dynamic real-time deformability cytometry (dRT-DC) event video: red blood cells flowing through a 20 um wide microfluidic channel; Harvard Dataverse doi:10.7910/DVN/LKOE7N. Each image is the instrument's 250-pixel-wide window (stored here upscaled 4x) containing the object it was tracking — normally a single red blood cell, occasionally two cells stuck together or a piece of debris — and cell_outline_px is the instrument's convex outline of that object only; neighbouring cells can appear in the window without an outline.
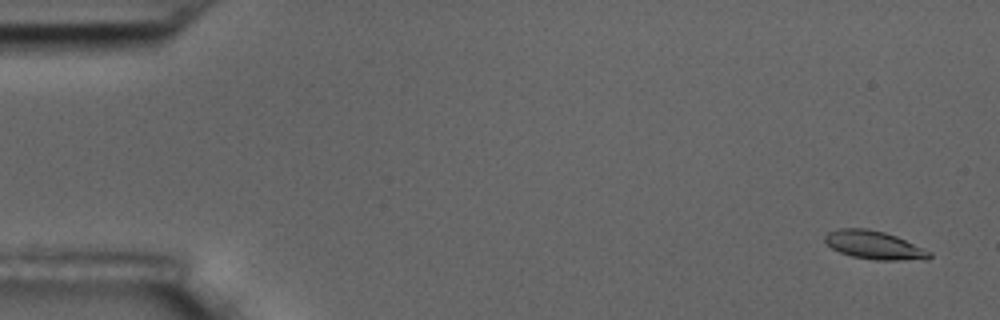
{"species": "common noctule bat (a hibernating species)", "species_latin": "Nyctalus noctula", "temperature_condition": "room temperature", "stored_images_in_passage": 6, "camera_frame_rate_fps": 3000, "um_per_image_px": 0.085, "animal": {"sex": "male", "body_mass_g": 17.5, "forearm_length_mm": 52.3}, "frame": {"image": 1, "passage_image": 1, "time_ms": 0.0, "image_size_px": [1000, 320], "cell_outline_px": [[932, 256], [928, 260], [876, 260], [852, 256], [840, 252], [832, 248], [824, 240], [824, 236], [828, 232], [840, 228], [868, 228], [884, 232], [896, 236], [932, 252]], "centroid_in_image_um": [74.33, 20.83], "position_along_channel_um": 10.7, "area_um2": 17.28}}
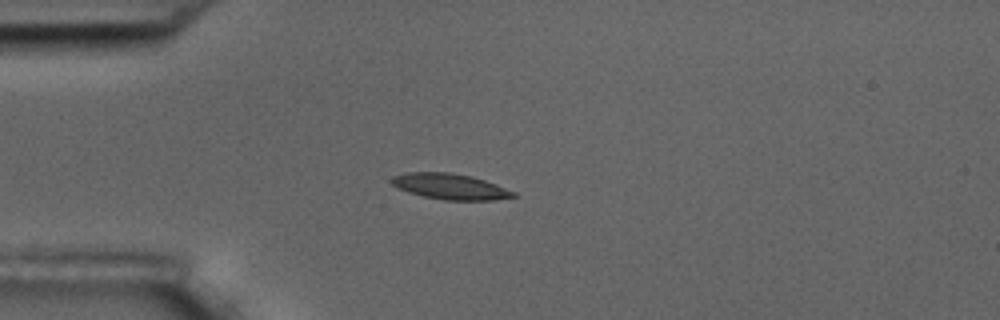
{"frame": {"image": 2, "passage_image": 5, "time_ms": 4.333, "image_size_px": [1000, 320], "cell_outline_px": [[516, 196], [496, 200], [444, 200], [424, 196], [408, 192], [392, 184], [392, 176], [408, 172], [448, 172], [472, 176], [496, 184], [516, 192]], "centroid_in_image_um": [38.29, 15.85], "position_along_channel_um": 46.7, "area_um2": 18.15}}
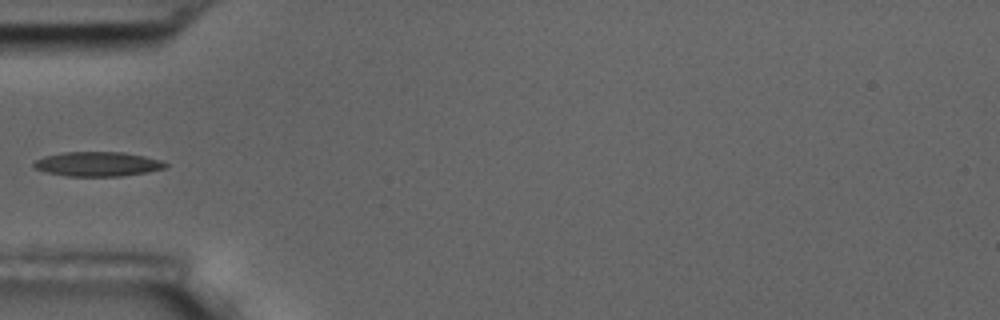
{"frame": {"image": 3, "passage_image": 6, "time_ms": 5.667, "image_size_px": [1000, 320], "cell_outline_px": [[168, 164], [164, 168], [144, 172], [120, 176], [64, 176], [48, 172], [36, 168], [32, 164], [36, 160], [44, 156], [64, 152], [124, 152], [164, 160]], "centroid_in_image_um": [8.31, 13.93], "position_along_channel_um": 76.7, "area_um2": 18.67}}